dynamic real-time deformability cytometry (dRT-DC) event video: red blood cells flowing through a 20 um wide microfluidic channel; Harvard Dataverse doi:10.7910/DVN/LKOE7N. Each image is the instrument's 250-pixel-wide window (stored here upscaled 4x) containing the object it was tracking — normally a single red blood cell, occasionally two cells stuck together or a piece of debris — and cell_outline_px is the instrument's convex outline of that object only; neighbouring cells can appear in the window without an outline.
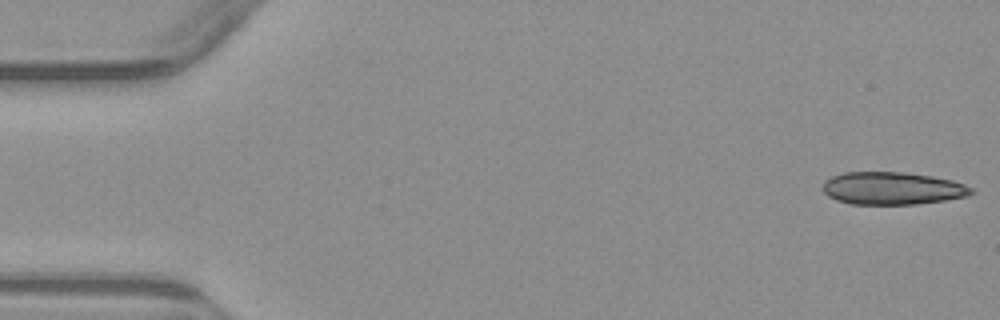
{"species": "common noctule bat (a hibernating species)", "species_latin": "Nyctalus noctula", "temperature_condition": "warm", "stored_images_in_passage": 6, "segment_of_instrument_passage": [1, 2], "camera_frame_rate_fps": 3000, "um_per_image_px": 0.085, "animal": {"sex": "male", "body_mass_g": 23.1, "forearm_length_mm": 52.7}, "frame": {"image": 1, "passage_image": 1, "time_ms": 0.0, "image_size_px": [1000, 320], "cell_outline_px": [[972, 192], [968, 196], [944, 200], [916, 204], [852, 204], [836, 200], [828, 196], [820, 188], [824, 180], [832, 176], [844, 172], [904, 172], [932, 176], [952, 180], [964, 184], [972, 188]], "centroid_in_image_um": [75.8, 16.0], "position_along_channel_um": 9.2, "area_um2": 28.32}}